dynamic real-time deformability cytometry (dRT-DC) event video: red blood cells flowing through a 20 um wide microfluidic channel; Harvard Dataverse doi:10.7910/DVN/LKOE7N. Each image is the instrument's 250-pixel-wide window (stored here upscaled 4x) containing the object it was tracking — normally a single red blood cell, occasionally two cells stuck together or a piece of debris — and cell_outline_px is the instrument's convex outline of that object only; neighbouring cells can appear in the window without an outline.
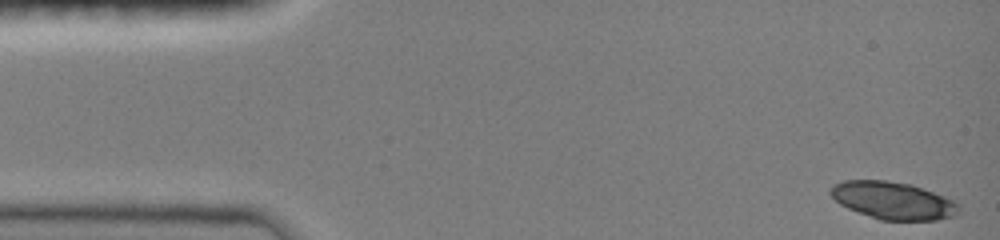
{"species": "common noctule bat (a hibernating species)", "species_latin": "Nyctalus noctula", "temperature_condition": "room temperature", "stored_images_in_passage": 51, "camera_frame_rate_fps": 3000, "um_per_image_px": 0.085, "animal": {"sex": "female", "body_mass_g": 19.0, "forearm_length_mm": 51.5}, "frame": {"image": 1, "passage_image": 1, "time_ms": 0.0, "image_size_px": [1000, 240], "cell_outline_px": [[960, 216], [936, 220], [880, 220], [848, 208], [840, 204], [828, 192], [832, 184], [844, 180], [888, 180], [912, 184], [944, 196], [960, 204]], "centroid_in_image_um": [75.95, 17.04], "position_along_channel_um": 9.1, "area_um2": 28.32}}